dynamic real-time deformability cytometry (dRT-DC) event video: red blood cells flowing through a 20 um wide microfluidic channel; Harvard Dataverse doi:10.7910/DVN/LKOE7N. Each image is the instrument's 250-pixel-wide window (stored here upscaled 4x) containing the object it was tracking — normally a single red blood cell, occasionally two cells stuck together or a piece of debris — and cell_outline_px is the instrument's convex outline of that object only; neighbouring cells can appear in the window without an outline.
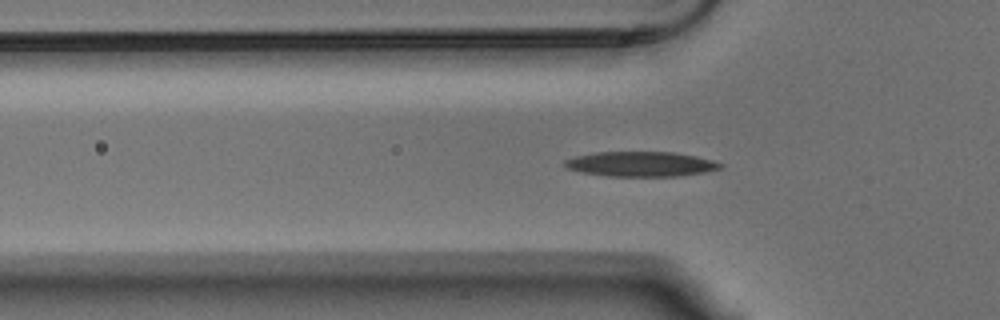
{"species": "Egyptian fruit bat (a non-hibernating species)", "species_latin": "Rousettus aegyptiacus", "temperature_condition": "warm", "stored_images_in_passage": 48, "camera_frame_rate_fps": 3000, "um_per_image_px": 0.085, "animal": {"sex": "male"}, "frame": {"image": 1, "passage_image": 9, "time_ms": 2.667, "image_size_px": [1000, 320], "cell_outline_px": [[724, 164], [720, 168], [704, 172], [676, 176], [608, 176], [584, 172], [568, 168], [564, 164], [564, 160], [576, 156], [596, 152], [676, 152], [696, 156], [712, 160]], "centroid_in_image_um": [54.49, 13.93], "position_along_channel_um": 71.3, "area_um2": 22.37}}
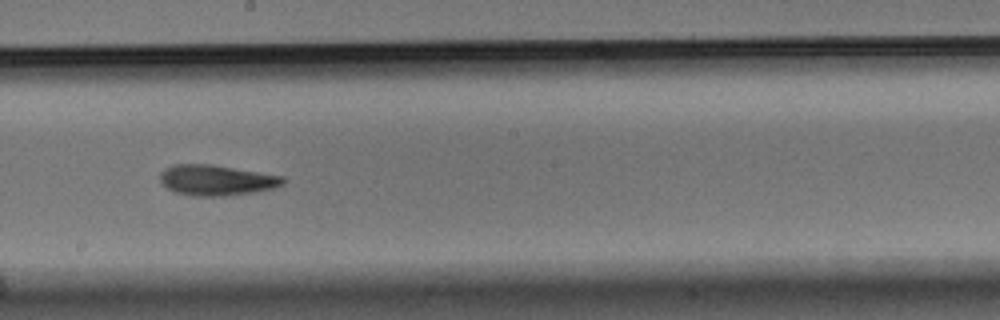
{"frame": {"image": 2, "passage_image": 22, "time_ms": 7.0, "image_size_px": [1000, 320], "cell_outline_px": [[284, 184], [272, 188], [248, 192], [220, 196], [192, 196], [176, 192], [168, 188], [160, 180], [160, 172], [164, 168], [172, 164], [212, 164], [284, 176]], "centroid_in_image_um": [18.36, 15.29], "position_along_channel_um": 229.8, "area_um2": 21.68}}
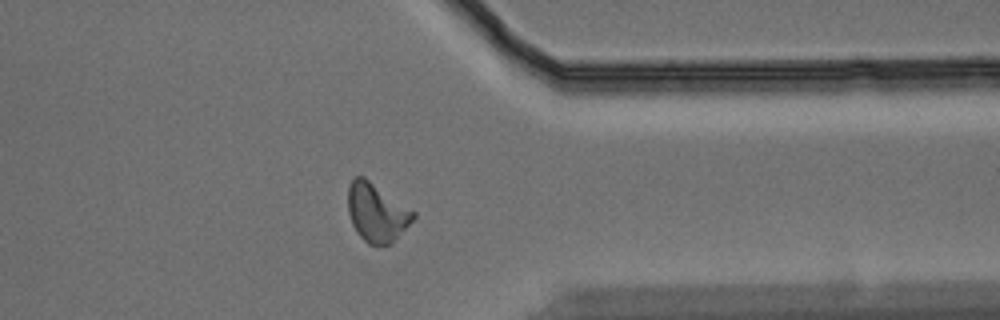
{"frame": {"image": 3, "passage_image": 35, "time_ms": 11.333, "image_size_px": [1000, 320], "cell_outline_px": [[416, 216], [392, 244], [368, 244], [356, 232], [352, 224], [348, 212], [348, 184], [352, 176], [364, 176], [416, 212]], "centroid_in_image_um": [32.0, 18.04], "position_along_channel_um": 379.4, "area_um2": 22.37}, "authors_computed_cell_mechanics": {"area_um2": 21.2126, "velocity_mm_per_s": 3.6297, "shape_relaxation_time_tau1_ms": 7.3464, "shape_relaxation_time_tau2_ms": 4.4458, "deformation_change_tau1": 0.2087, "deformation_change_tau2": 0.1424}}